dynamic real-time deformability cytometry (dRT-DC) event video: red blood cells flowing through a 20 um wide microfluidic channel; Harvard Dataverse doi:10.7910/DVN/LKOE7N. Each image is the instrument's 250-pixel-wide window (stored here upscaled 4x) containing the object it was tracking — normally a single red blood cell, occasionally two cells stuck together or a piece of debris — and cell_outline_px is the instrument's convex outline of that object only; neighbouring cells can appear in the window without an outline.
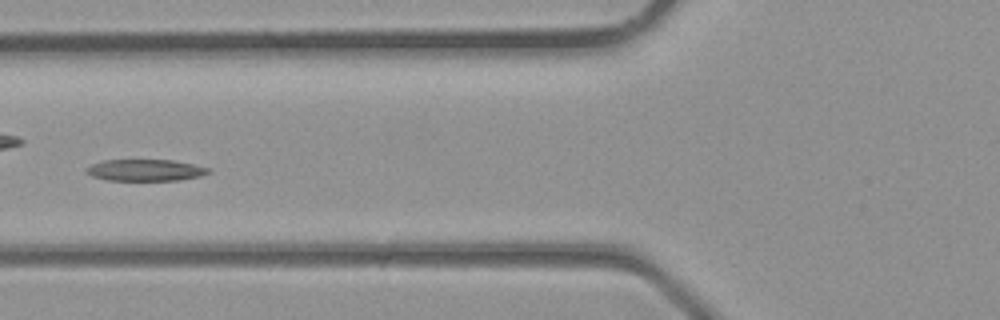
{"species": "common noctule bat (a hibernating species)", "species_latin": "Nyctalus noctula", "temperature_condition": "room temperature", "stored_images_in_passage": 4, "camera_frame_rate_fps": 3000, "um_per_image_px": 0.085, "animal": {"sex": "male", "body_mass_g": 23.1, "forearm_length_mm": 52.7}, "frame": {"image": 1, "passage_image": 4, "time_ms": 1.0, "image_size_px": [1000, 320], "cell_outline_px": [[212, 172], [200, 176], [180, 180], [108, 180], [92, 176], [84, 172], [84, 168], [92, 164], [104, 160], [172, 160], [192, 164], [208, 168]], "centroid_in_image_um": [12.32, 14.46], "position_along_channel_um": 113.5, "area_um2": 15.32}}